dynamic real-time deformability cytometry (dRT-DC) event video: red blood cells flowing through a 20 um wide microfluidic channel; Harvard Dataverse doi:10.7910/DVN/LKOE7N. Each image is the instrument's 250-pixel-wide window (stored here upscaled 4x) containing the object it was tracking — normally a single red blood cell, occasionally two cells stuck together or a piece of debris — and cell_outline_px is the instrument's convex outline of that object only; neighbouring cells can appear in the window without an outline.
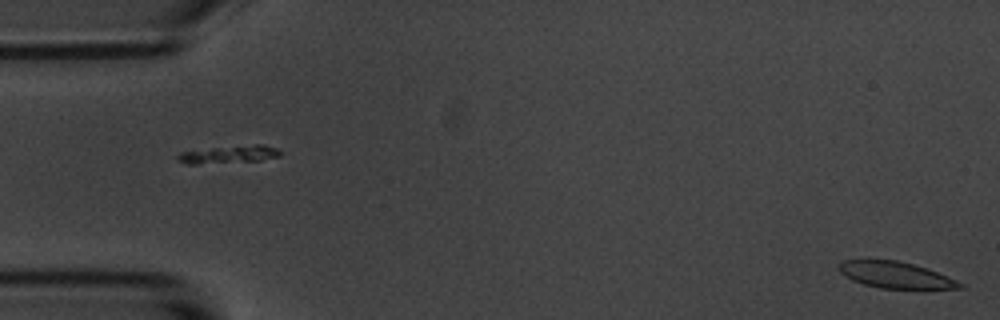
{"species": "common noctule bat (a hibernating species)", "species_latin": "Nyctalus noctula", "temperature_condition": "room temperature", "stored_images_in_passage": 9, "camera_frame_rate_fps": 3000, "um_per_image_px": 0.085, "animal": {"sex": "male", "body_mass_g": 20.1, "forearm_length_mm": 53.5}, "frame": {"image": 1, "passage_image": 9, "time_ms": 2.667, "image_size_px": [1000, 320], "cell_outline_px": [[964, 288], [880, 288], [864, 284], [852, 280], [840, 272], [840, 264], [844, 260], [868, 256], [896, 260], [912, 264], [936, 272], [956, 280], [964, 284]], "centroid_in_image_um": [76.02, 23.32], "position_along_channel_um": 9.0, "area_um2": 18.79}}